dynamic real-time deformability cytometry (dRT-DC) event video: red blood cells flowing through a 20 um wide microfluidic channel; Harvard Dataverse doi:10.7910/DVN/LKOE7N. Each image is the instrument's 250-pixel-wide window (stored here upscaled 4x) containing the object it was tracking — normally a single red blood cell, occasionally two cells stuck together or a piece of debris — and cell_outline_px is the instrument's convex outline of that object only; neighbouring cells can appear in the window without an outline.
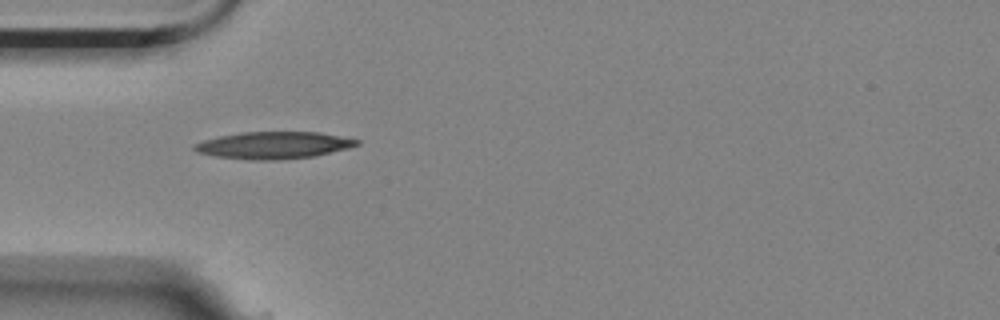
{"species": "Egyptian fruit bat (a non-hibernating species)", "species_latin": "Rousettus aegyptiacus", "temperature_condition": "room temperature", "stored_images_in_passage": 21, "camera_frame_rate_fps": 3000, "um_per_image_px": 0.085, "animal": {"sex": "female"}, "frame": {"image": 1, "passage_image": 1, "time_ms": 0.0, "image_size_px": [1000, 320], "cell_outline_px": [[360, 144], [348, 148], [312, 156], [276, 160], [248, 160], [212, 156], [196, 152], [192, 148], [196, 144], [204, 140], [220, 136], [240, 132], [320, 132], [360, 140]], "centroid_in_image_um": [23.23, 12.34], "position_along_channel_um": 61.8, "area_um2": 25.55}}
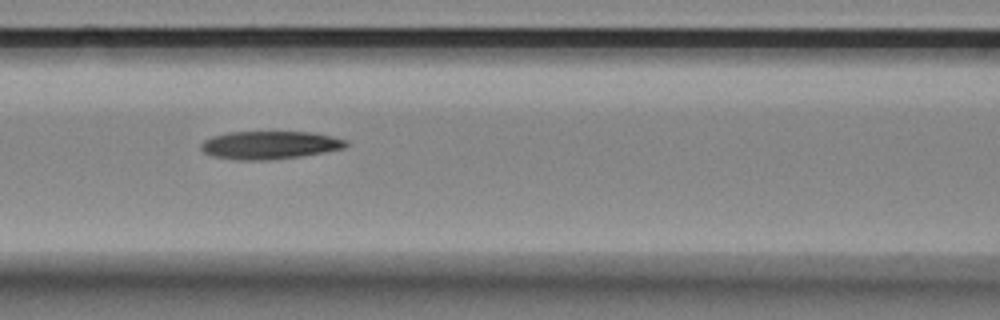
{"frame": {"image": 2, "passage_image": 8, "time_ms": 2.333, "image_size_px": [1000, 320], "cell_outline_px": [[348, 144], [344, 148], [324, 152], [300, 156], [268, 160], [240, 160], [212, 156], [204, 152], [200, 148], [200, 144], [204, 140], [212, 136], [228, 132], [312, 132], [332, 136], [348, 140]], "centroid_in_image_um": [22.92, 12.32], "position_along_channel_um": 143.7, "area_um2": 23.7}}
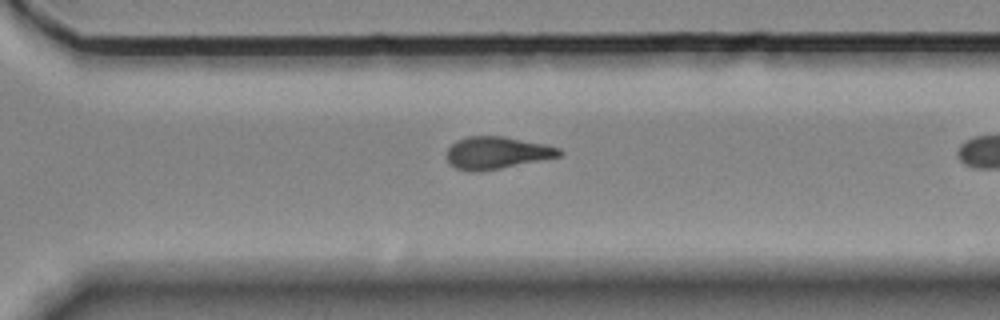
{"frame": {"image": 3, "passage_image": 20, "time_ms": 6.333, "image_size_px": [1000, 320], "cell_outline_px": [[564, 152], [560, 156], [500, 168], [476, 172], [468, 172], [456, 168], [448, 160], [448, 148], [456, 140], [468, 136], [504, 136], [544, 144], [560, 148]], "centroid_in_image_um": [42.23, 12.98], "position_along_channel_um": 328.4, "area_um2": 20.98}}